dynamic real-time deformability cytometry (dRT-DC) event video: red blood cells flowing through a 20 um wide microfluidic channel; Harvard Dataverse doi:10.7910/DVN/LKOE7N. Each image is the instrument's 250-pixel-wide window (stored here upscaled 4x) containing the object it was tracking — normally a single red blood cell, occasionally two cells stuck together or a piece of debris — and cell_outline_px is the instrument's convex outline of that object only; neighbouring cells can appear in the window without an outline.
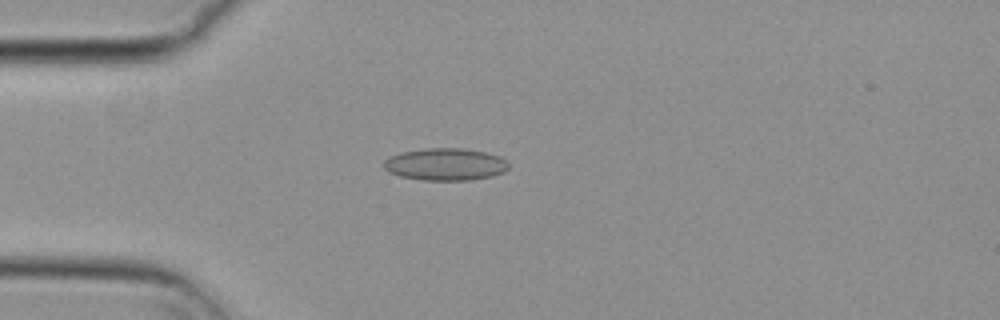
{"species": "common noctule bat (a hibernating species)", "species_latin": "Nyctalus noctula", "temperature_condition": "cold", "stored_images_in_passage": 47, "camera_frame_rate_fps": 3000, "um_per_image_px": 0.085, "animal": {"sex": "female", "body_mass_g": 29.2, "forearm_length_mm": 56.3}, "frame": {"image": 1, "passage_image": 7, "time_ms": 2.0, "image_size_px": [1000, 320], "cell_outline_px": [[508, 168], [504, 172], [492, 176], [468, 180], [424, 180], [400, 176], [388, 172], [384, 168], [384, 160], [388, 156], [400, 152], [424, 148], [464, 148], [484, 152], [500, 156], [508, 164]], "centroid_in_image_um": [37.82, 13.96], "position_along_channel_um": 47.2, "area_um2": 23.52}}
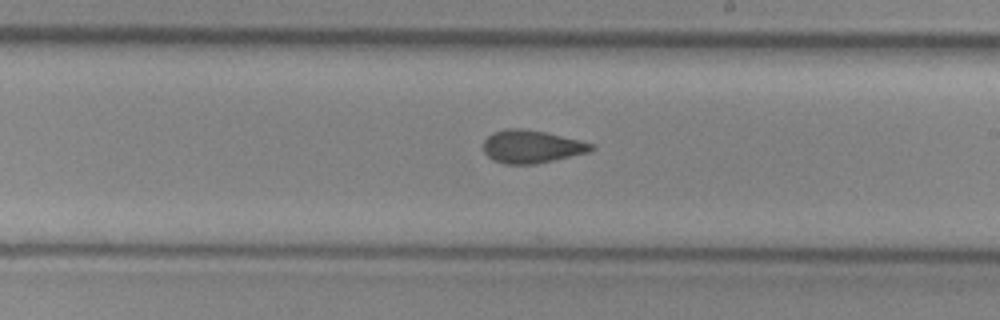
{"frame": {"image": 2, "passage_image": 24, "time_ms": 7.667, "image_size_px": [1000, 320], "cell_outline_px": [[596, 148], [588, 152], [536, 164], [504, 164], [492, 160], [484, 152], [484, 140], [492, 132], [504, 128], [524, 128], [544, 132], [580, 140], [592, 144]], "centroid_in_image_um": [45.15, 12.45], "position_along_channel_um": 243.9, "area_um2": 20.69}}
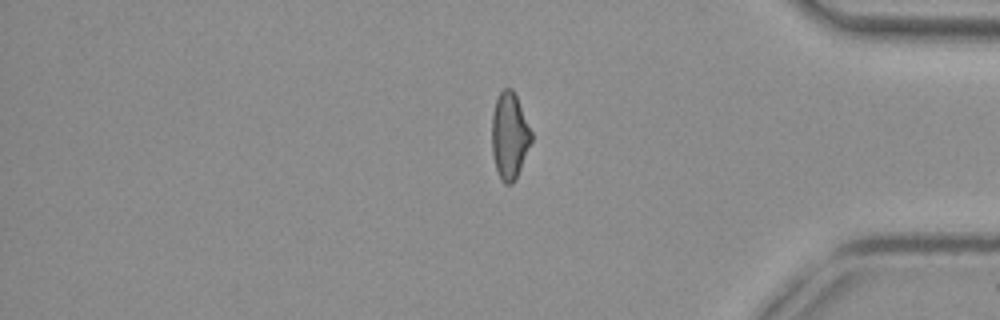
{"frame": {"image": 3, "passage_image": 38, "time_ms": 12.333, "image_size_px": [1000, 320], "cell_outline_px": [[532, 140], [516, 180], [512, 184], [504, 184], [500, 180], [496, 168], [492, 152], [492, 112], [496, 100], [500, 92], [504, 88], [512, 88], [516, 96], [532, 132]], "centroid_in_image_um": [43.3, 11.57], "position_along_channel_um": 391.9, "area_um2": 19.94}, "authors_computed_cell_mechanics": {"area_um2": 20.808, "velocity_mm_per_s": 3.7252, "shape_relaxation_time_tau1_ms": null, "shape_relaxation_time_tau2_ms": 2.2133, "deformation_change_tau1": null, "deformation_change_tau2": 0.0758}}